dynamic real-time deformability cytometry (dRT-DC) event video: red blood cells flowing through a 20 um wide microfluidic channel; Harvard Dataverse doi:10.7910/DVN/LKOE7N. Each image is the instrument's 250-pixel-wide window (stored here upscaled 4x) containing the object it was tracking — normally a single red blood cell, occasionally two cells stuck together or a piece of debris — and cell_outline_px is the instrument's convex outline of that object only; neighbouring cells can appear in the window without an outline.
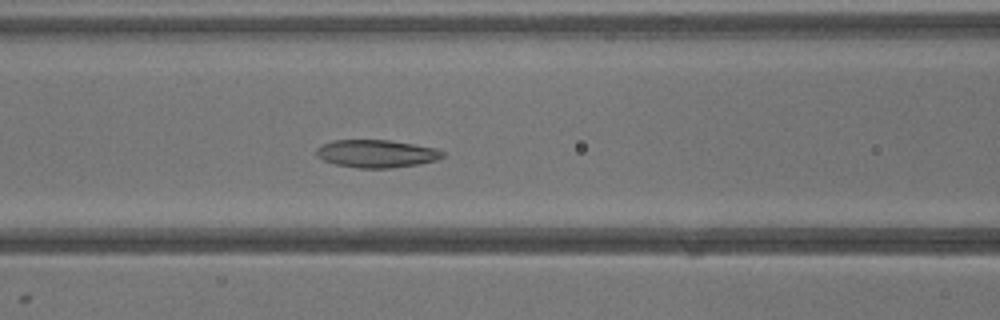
{"species": "common noctule bat (a hibernating species)", "species_latin": "Nyctalus noctula", "temperature_condition": "warm", "stored_images_in_passage": 31, "camera_frame_rate_fps": 3000, "um_per_image_px": 0.085, "animal": {"sex": "male", "body_mass_g": 13.3}, "frame": {"image": 1, "passage_image": 8, "time_ms": 2.333, "image_size_px": [1000, 320], "cell_outline_px": [[444, 156], [436, 160], [420, 164], [392, 168], [360, 168], [336, 164], [324, 160], [316, 156], [316, 148], [332, 140], [388, 140], [436, 148], [444, 152]], "centroid_in_image_um": [32.0, 13.06], "position_along_channel_um": 134.6, "area_um2": 20.35}}
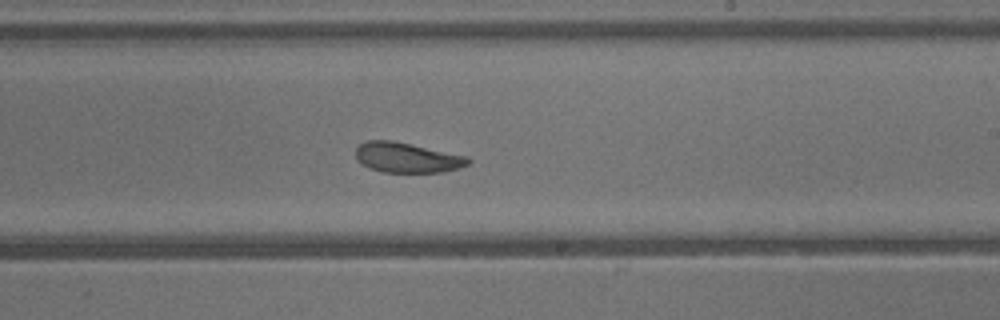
{"frame": {"image": 2, "passage_image": 15, "time_ms": 4.667, "image_size_px": [1000, 320], "cell_outline_px": [[472, 160], [468, 164], [444, 172], [384, 172], [368, 168], [356, 160], [356, 148], [360, 144], [368, 140], [392, 140], [468, 156]], "centroid_in_image_um": [34.58, 13.39], "position_along_channel_um": 254.4, "area_um2": 19.71}}
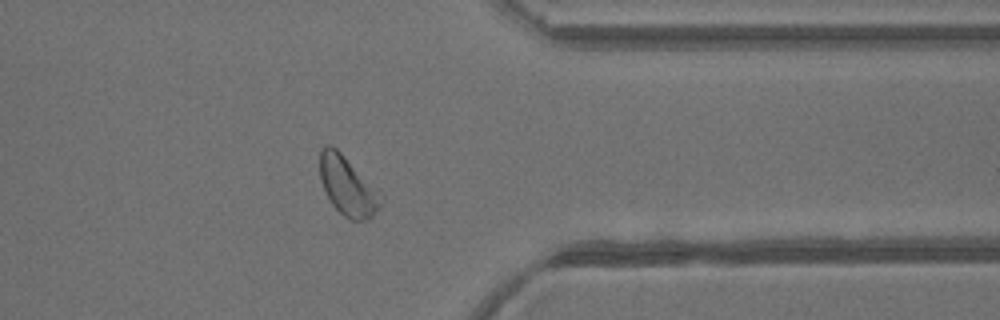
{"frame": {"image": 3, "passage_image": 23, "time_ms": 7.333, "image_size_px": [1000, 320], "cell_outline_px": [[384, 204], [368, 220], [352, 220], [344, 216], [332, 204], [320, 180], [320, 148], [324, 144], [328, 144], [336, 148], [384, 196]], "centroid_in_image_um": [29.57, 15.83], "position_along_channel_um": 381.8, "area_um2": 20.92}}